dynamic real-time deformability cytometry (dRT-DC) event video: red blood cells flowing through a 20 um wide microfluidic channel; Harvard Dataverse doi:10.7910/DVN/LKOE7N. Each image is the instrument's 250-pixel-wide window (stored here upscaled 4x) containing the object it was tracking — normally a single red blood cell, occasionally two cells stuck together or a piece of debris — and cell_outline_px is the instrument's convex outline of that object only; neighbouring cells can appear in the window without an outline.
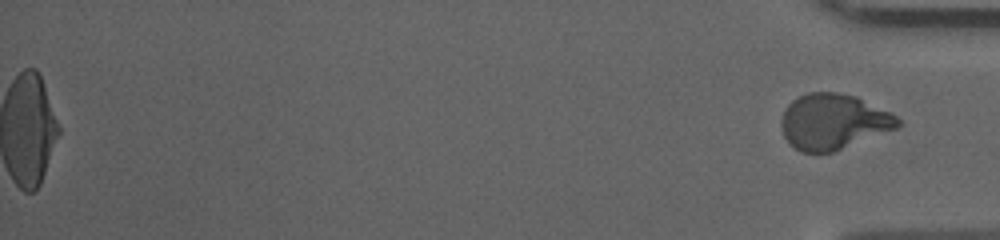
{"species": "human", "species_latin": "Homo sapiens", "temperature_condition": "cold", "stored_images_in_passage": 42, "segment_of_instrument_passage": [2, 2], "camera_frame_rate_fps": 3000, "um_per_image_px": 0.085, "donor": {"sex": "male"}, "frame": {"image": 1, "passage_image": 42, "time_ms": 13.667, "image_size_px": [1000, 240], "cell_outline_px": [[900, 124], [896, 128], [832, 152], [800, 152], [788, 144], [780, 128], [780, 120], [784, 108], [796, 96], [808, 92], [836, 92], [856, 96], [896, 116], [900, 120]], "centroid_in_image_um": [70.75, 10.33], "position_along_channel_um": 364.5, "area_um2": 37.69}}